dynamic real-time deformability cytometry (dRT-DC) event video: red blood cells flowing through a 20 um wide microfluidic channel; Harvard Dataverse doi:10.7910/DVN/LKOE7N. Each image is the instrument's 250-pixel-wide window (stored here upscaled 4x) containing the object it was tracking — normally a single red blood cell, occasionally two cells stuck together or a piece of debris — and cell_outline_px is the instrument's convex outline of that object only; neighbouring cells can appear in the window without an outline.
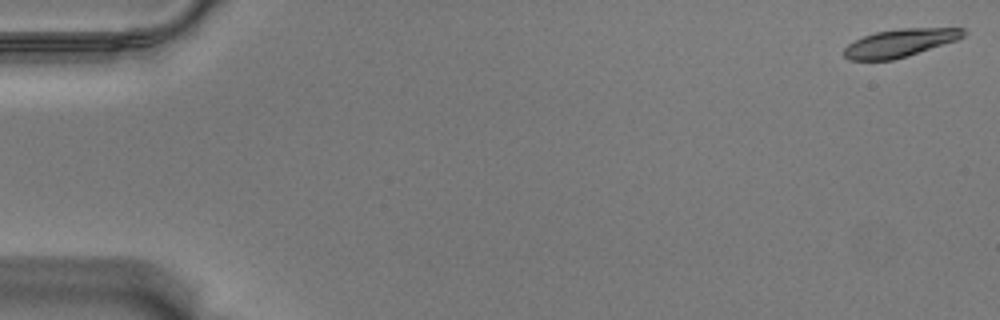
{"species": "Egyptian fruit bat (a non-hibernating species)", "species_latin": "Rousettus aegyptiacus", "temperature_condition": "warm", "stored_images_in_passage": 10, "camera_frame_rate_fps": 3000, "um_per_image_px": 0.085, "animal": {"sex": "male"}, "frame": {"image": 1, "passage_image": 1, "time_ms": 0.0, "image_size_px": [1000, 320], "cell_outline_px": [[968, 32], [964, 36], [956, 40], [908, 56], [892, 60], [848, 60], [844, 56], [844, 48], [848, 44], [864, 36], [876, 32], [900, 28], [964, 28]], "centroid_in_image_um": [76.51, 3.65], "position_along_channel_um": 8.5, "area_um2": 19.36}}